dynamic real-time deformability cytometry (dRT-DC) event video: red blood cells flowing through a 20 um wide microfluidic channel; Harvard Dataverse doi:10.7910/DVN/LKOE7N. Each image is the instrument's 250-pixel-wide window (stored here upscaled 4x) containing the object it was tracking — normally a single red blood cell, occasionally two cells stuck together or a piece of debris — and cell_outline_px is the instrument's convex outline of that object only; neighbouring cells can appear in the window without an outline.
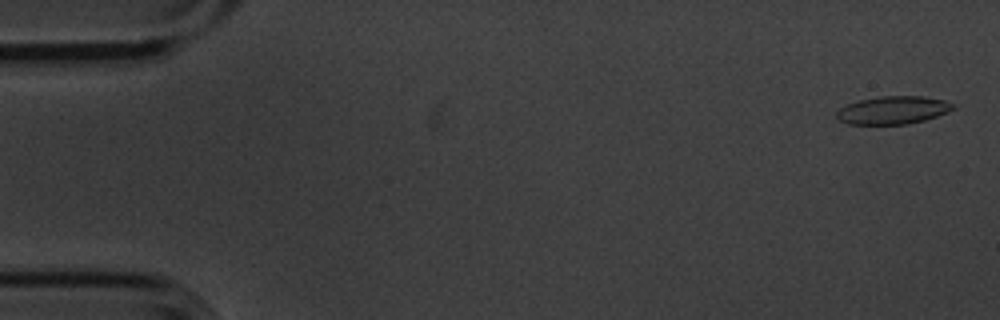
{"species": "common noctule bat (a hibernating species)", "species_latin": "Nyctalus noctula", "temperature_condition": "cold", "stored_images_in_passage": 5, "camera_frame_rate_fps": 3000, "um_per_image_px": 0.085, "animal": {"sex": "male", "body_mass_g": 20.1, "forearm_length_mm": 53.5}, "frame": {"image": 1, "passage_image": 1, "time_ms": 0.0, "image_size_px": [1000, 320], "cell_outline_px": [[956, 108], [948, 112], [924, 120], [908, 124], [848, 124], [840, 120], [836, 116], [836, 112], [840, 108], [848, 104], [860, 100], [880, 96], [924, 96], [944, 100], [952, 104]], "centroid_in_image_um": [75.91, 9.36], "position_along_channel_um": 9.1, "area_um2": 18.84}}
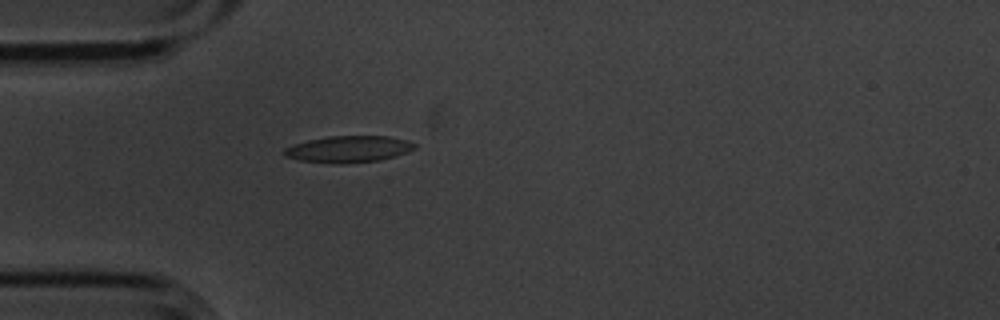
{"frame": {"image": 2, "passage_image": 5, "time_ms": 1.333, "image_size_px": [1000, 320], "cell_outline_px": [[416, 148], [396, 156], [380, 160], [344, 164], [340, 164], [300, 160], [284, 156], [280, 152], [284, 148], [292, 144], [308, 140], [328, 136], [388, 136], [408, 140], [416, 144]], "centroid_in_image_um": [29.6, 12.67], "position_along_channel_um": 55.4, "area_um2": 20.4}}